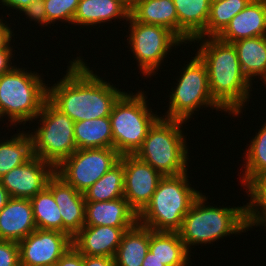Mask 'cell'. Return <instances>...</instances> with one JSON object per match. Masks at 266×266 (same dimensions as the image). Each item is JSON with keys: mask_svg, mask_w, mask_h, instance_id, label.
<instances>
[{"mask_svg": "<svg viewBox=\"0 0 266 266\" xmlns=\"http://www.w3.org/2000/svg\"><path fill=\"white\" fill-rule=\"evenodd\" d=\"M69 62L66 75L48 87V100L74 122L109 117L124 92L94 74L80 56Z\"/></svg>", "mask_w": 266, "mask_h": 266, "instance_id": "obj_1", "label": "cell"}, {"mask_svg": "<svg viewBox=\"0 0 266 266\" xmlns=\"http://www.w3.org/2000/svg\"><path fill=\"white\" fill-rule=\"evenodd\" d=\"M195 40H201L196 54L206 65L213 99L229 115H239L250 101L252 84L241 69L236 48L218 37L196 38L194 43Z\"/></svg>", "mask_w": 266, "mask_h": 266, "instance_id": "obj_2", "label": "cell"}, {"mask_svg": "<svg viewBox=\"0 0 266 266\" xmlns=\"http://www.w3.org/2000/svg\"><path fill=\"white\" fill-rule=\"evenodd\" d=\"M205 201L207 198L201 193L184 216L178 231L188 252L190 246L210 244L227 235L240 234L249 229L247 205L220 208L207 206L208 202Z\"/></svg>", "mask_w": 266, "mask_h": 266, "instance_id": "obj_3", "label": "cell"}, {"mask_svg": "<svg viewBox=\"0 0 266 266\" xmlns=\"http://www.w3.org/2000/svg\"><path fill=\"white\" fill-rule=\"evenodd\" d=\"M182 173L163 176L150 202L138 214V222L156 232H178L195 199L201 194Z\"/></svg>", "mask_w": 266, "mask_h": 266, "instance_id": "obj_4", "label": "cell"}, {"mask_svg": "<svg viewBox=\"0 0 266 266\" xmlns=\"http://www.w3.org/2000/svg\"><path fill=\"white\" fill-rule=\"evenodd\" d=\"M182 124L184 121L159 117L149 128L135 156L151 165L162 176L186 173L189 152Z\"/></svg>", "mask_w": 266, "mask_h": 266, "instance_id": "obj_5", "label": "cell"}, {"mask_svg": "<svg viewBox=\"0 0 266 266\" xmlns=\"http://www.w3.org/2000/svg\"><path fill=\"white\" fill-rule=\"evenodd\" d=\"M36 73V74H35ZM37 72L13 67L0 76V119L7 115L10 124L33 121L48 99V84Z\"/></svg>", "mask_w": 266, "mask_h": 266, "instance_id": "obj_6", "label": "cell"}, {"mask_svg": "<svg viewBox=\"0 0 266 266\" xmlns=\"http://www.w3.org/2000/svg\"><path fill=\"white\" fill-rule=\"evenodd\" d=\"M134 94V95H133ZM146 97V98H145ZM142 91L124 93L115 102L111 114L113 148L122 155H135L149 128L160 117L150 111Z\"/></svg>", "mask_w": 266, "mask_h": 266, "instance_id": "obj_7", "label": "cell"}, {"mask_svg": "<svg viewBox=\"0 0 266 266\" xmlns=\"http://www.w3.org/2000/svg\"><path fill=\"white\" fill-rule=\"evenodd\" d=\"M37 118H40V127L30 133L33 154L56 169L78 149L74 138V121L48 99Z\"/></svg>", "mask_w": 266, "mask_h": 266, "instance_id": "obj_8", "label": "cell"}, {"mask_svg": "<svg viewBox=\"0 0 266 266\" xmlns=\"http://www.w3.org/2000/svg\"><path fill=\"white\" fill-rule=\"evenodd\" d=\"M192 58L182 68L181 78L169 94V110L163 118L186 122L201 106L225 111L211 95L206 65L197 54Z\"/></svg>", "mask_w": 266, "mask_h": 266, "instance_id": "obj_9", "label": "cell"}, {"mask_svg": "<svg viewBox=\"0 0 266 266\" xmlns=\"http://www.w3.org/2000/svg\"><path fill=\"white\" fill-rule=\"evenodd\" d=\"M129 40L131 52L138 61V67L142 75L152 76L156 74L162 61H164L171 47L176 48L183 41L171 30L161 25L144 24L135 21L131 16ZM155 72V73H154Z\"/></svg>", "mask_w": 266, "mask_h": 266, "instance_id": "obj_10", "label": "cell"}, {"mask_svg": "<svg viewBox=\"0 0 266 266\" xmlns=\"http://www.w3.org/2000/svg\"><path fill=\"white\" fill-rule=\"evenodd\" d=\"M114 148L77 149L55 173L77 191L84 193L120 160Z\"/></svg>", "mask_w": 266, "mask_h": 266, "instance_id": "obj_11", "label": "cell"}, {"mask_svg": "<svg viewBox=\"0 0 266 266\" xmlns=\"http://www.w3.org/2000/svg\"><path fill=\"white\" fill-rule=\"evenodd\" d=\"M72 246V237L68 234L36 229L19 242L20 266H55Z\"/></svg>", "mask_w": 266, "mask_h": 266, "instance_id": "obj_12", "label": "cell"}, {"mask_svg": "<svg viewBox=\"0 0 266 266\" xmlns=\"http://www.w3.org/2000/svg\"><path fill=\"white\" fill-rule=\"evenodd\" d=\"M119 161L124 165V198L139 214L150 202L163 176L135 155H122Z\"/></svg>", "mask_w": 266, "mask_h": 266, "instance_id": "obj_13", "label": "cell"}, {"mask_svg": "<svg viewBox=\"0 0 266 266\" xmlns=\"http://www.w3.org/2000/svg\"><path fill=\"white\" fill-rule=\"evenodd\" d=\"M55 174V168L37 156L21 166L13 168L0 178L10 198L31 199L41 192L48 180Z\"/></svg>", "mask_w": 266, "mask_h": 266, "instance_id": "obj_14", "label": "cell"}, {"mask_svg": "<svg viewBox=\"0 0 266 266\" xmlns=\"http://www.w3.org/2000/svg\"><path fill=\"white\" fill-rule=\"evenodd\" d=\"M55 199L62 216V233L72 238L85 226V197L67 184L56 173L48 180L46 186Z\"/></svg>", "mask_w": 266, "mask_h": 266, "instance_id": "obj_15", "label": "cell"}, {"mask_svg": "<svg viewBox=\"0 0 266 266\" xmlns=\"http://www.w3.org/2000/svg\"><path fill=\"white\" fill-rule=\"evenodd\" d=\"M129 228L84 226L73 238V246L86 256L114 258L122 236Z\"/></svg>", "mask_w": 266, "mask_h": 266, "instance_id": "obj_16", "label": "cell"}, {"mask_svg": "<svg viewBox=\"0 0 266 266\" xmlns=\"http://www.w3.org/2000/svg\"><path fill=\"white\" fill-rule=\"evenodd\" d=\"M266 36V0H252L217 36L228 43Z\"/></svg>", "mask_w": 266, "mask_h": 266, "instance_id": "obj_17", "label": "cell"}, {"mask_svg": "<svg viewBox=\"0 0 266 266\" xmlns=\"http://www.w3.org/2000/svg\"><path fill=\"white\" fill-rule=\"evenodd\" d=\"M36 229L30 199L10 198L0 211V240L19 243Z\"/></svg>", "mask_w": 266, "mask_h": 266, "instance_id": "obj_18", "label": "cell"}, {"mask_svg": "<svg viewBox=\"0 0 266 266\" xmlns=\"http://www.w3.org/2000/svg\"><path fill=\"white\" fill-rule=\"evenodd\" d=\"M85 226L131 228L138 222V214L124 198L102 202H85Z\"/></svg>", "mask_w": 266, "mask_h": 266, "instance_id": "obj_19", "label": "cell"}, {"mask_svg": "<svg viewBox=\"0 0 266 266\" xmlns=\"http://www.w3.org/2000/svg\"><path fill=\"white\" fill-rule=\"evenodd\" d=\"M178 16V37L187 44L206 29L211 0H173Z\"/></svg>", "mask_w": 266, "mask_h": 266, "instance_id": "obj_20", "label": "cell"}, {"mask_svg": "<svg viewBox=\"0 0 266 266\" xmlns=\"http://www.w3.org/2000/svg\"><path fill=\"white\" fill-rule=\"evenodd\" d=\"M130 9L120 0H80L72 24L93 26L112 19L128 20Z\"/></svg>", "mask_w": 266, "mask_h": 266, "instance_id": "obj_21", "label": "cell"}, {"mask_svg": "<svg viewBox=\"0 0 266 266\" xmlns=\"http://www.w3.org/2000/svg\"><path fill=\"white\" fill-rule=\"evenodd\" d=\"M151 229L137 222L126 230L115 254L116 266H142L149 251Z\"/></svg>", "mask_w": 266, "mask_h": 266, "instance_id": "obj_22", "label": "cell"}, {"mask_svg": "<svg viewBox=\"0 0 266 266\" xmlns=\"http://www.w3.org/2000/svg\"><path fill=\"white\" fill-rule=\"evenodd\" d=\"M130 16L144 24L161 25L178 36V16L173 0H139Z\"/></svg>", "mask_w": 266, "mask_h": 266, "instance_id": "obj_23", "label": "cell"}, {"mask_svg": "<svg viewBox=\"0 0 266 266\" xmlns=\"http://www.w3.org/2000/svg\"><path fill=\"white\" fill-rule=\"evenodd\" d=\"M149 251L166 266H187L191 263L189 252L178 232L151 230Z\"/></svg>", "mask_w": 266, "mask_h": 266, "instance_id": "obj_24", "label": "cell"}, {"mask_svg": "<svg viewBox=\"0 0 266 266\" xmlns=\"http://www.w3.org/2000/svg\"><path fill=\"white\" fill-rule=\"evenodd\" d=\"M232 44L246 78L251 83L255 76L261 79L266 73V36L241 39Z\"/></svg>", "mask_w": 266, "mask_h": 266, "instance_id": "obj_25", "label": "cell"}, {"mask_svg": "<svg viewBox=\"0 0 266 266\" xmlns=\"http://www.w3.org/2000/svg\"><path fill=\"white\" fill-rule=\"evenodd\" d=\"M74 138L78 149L113 148L110 117L74 122Z\"/></svg>", "mask_w": 266, "mask_h": 266, "instance_id": "obj_26", "label": "cell"}, {"mask_svg": "<svg viewBox=\"0 0 266 266\" xmlns=\"http://www.w3.org/2000/svg\"><path fill=\"white\" fill-rule=\"evenodd\" d=\"M21 132L0 142V178L34 156L30 132Z\"/></svg>", "mask_w": 266, "mask_h": 266, "instance_id": "obj_27", "label": "cell"}, {"mask_svg": "<svg viewBox=\"0 0 266 266\" xmlns=\"http://www.w3.org/2000/svg\"><path fill=\"white\" fill-rule=\"evenodd\" d=\"M86 202H102L124 197V165L119 161L84 192Z\"/></svg>", "mask_w": 266, "mask_h": 266, "instance_id": "obj_28", "label": "cell"}, {"mask_svg": "<svg viewBox=\"0 0 266 266\" xmlns=\"http://www.w3.org/2000/svg\"><path fill=\"white\" fill-rule=\"evenodd\" d=\"M252 0H211L206 29L198 38L217 37Z\"/></svg>", "mask_w": 266, "mask_h": 266, "instance_id": "obj_29", "label": "cell"}, {"mask_svg": "<svg viewBox=\"0 0 266 266\" xmlns=\"http://www.w3.org/2000/svg\"><path fill=\"white\" fill-rule=\"evenodd\" d=\"M37 229L62 232V216L52 192L45 187L30 199Z\"/></svg>", "mask_w": 266, "mask_h": 266, "instance_id": "obj_30", "label": "cell"}, {"mask_svg": "<svg viewBox=\"0 0 266 266\" xmlns=\"http://www.w3.org/2000/svg\"><path fill=\"white\" fill-rule=\"evenodd\" d=\"M245 156V172L241 183L248 187L258 176L266 173V122L250 141Z\"/></svg>", "mask_w": 266, "mask_h": 266, "instance_id": "obj_31", "label": "cell"}, {"mask_svg": "<svg viewBox=\"0 0 266 266\" xmlns=\"http://www.w3.org/2000/svg\"><path fill=\"white\" fill-rule=\"evenodd\" d=\"M47 23L51 25L55 21L73 22L80 0H43Z\"/></svg>", "mask_w": 266, "mask_h": 266, "instance_id": "obj_32", "label": "cell"}, {"mask_svg": "<svg viewBox=\"0 0 266 266\" xmlns=\"http://www.w3.org/2000/svg\"><path fill=\"white\" fill-rule=\"evenodd\" d=\"M245 192L250 195L247 213H266V173L258 176Z\"/></svg>", "mask_w": 266, "mask_h": 266, "instance_id": "obj_33", "label": "cell"}, {"mask_svg": "<svg viewBox=\"0 0 266 266\" xmlns=\"http://www.w3.org/2000/svg\"><path fill=\"white\" fill-rule=\"evenodd\" d=\"M0 266H20L18 242L0 240Z\"/></svg>", "mask_w": 266, "mask_h": 266, "instance_id": "obj_34", "label": "cell"}, {"mask_svg": "<svg viewBox=\"0 0 266 266\" xmlns=\"http://www.w3.org/2000/svg\"><path fill=\"white\" fill-rule=\"evenodd\" d=\"M30 21H35L38 24L48 25L46 11L43 0H35L29 4L23 11Z\"/></svg>", "mask_w": 266, "mask_h": 266, "instance_id": "obj_35", "label": "cell"}, {"mask_svg": "<svg viewBox=\"0 0 266 266\" xmlns=\"http://www.w3.org/2000/svg\"><path fill=\"white\" fill-rule=\"evenodd\" d=\"M55 266H83V255L72 246L56 262Z\"/></svg>", "mask_w": 266, "mask_h": 266, "instance_id": "obj_36", "label": "cell"}, {"mask_svg": "<svg viewBox=\"0 0 266 266\" xmlns=\"http://www.w3.org/2000/svg\"><path fill=\"white\" fill-rule=\"evenodd\" d=\"M83 266H116L115 259L105 256L83 255Z\"/></svg>", "mask_w": 266, "mask_h": 266, "instance_id": "obj_37", "label": "cell"}, {"mask_svg": "<svg viewBox=\"0 0 266 266\" xmlns=\"http://www.w3.org/2000/svg\"><path fill=\"white\" fill-rule=\"evenodd\" d=\"M3 20L0 19V50L1 49H12L10 46L11 37H13V31L8 27L7 23H3Z\"/></svg>", "mask_w": 266, "mask_h": 266, "instance_id": "obj_38", "label": "cell"}, {"mask_svg": "<svg viewBox=\"0 0 266 266\" xmlns=\"http://www.w3.org/2000/svg\"><path fill=\"white\" fill-rule=\"evenodd\" d=\"M13 49H1L0 50V76L4 73L9 72L14 66H12L11 59ZM11 63V64H10Z\"/></svg>", "mask_w": 266, "mask_h": 266, "instance_id": "obj_39", "label": "cell"}, {"mask_svg": "<svg viewBox=\"0 0 266 266\" xmlns=\"http://www.w3.org/2000/svg\"><path fill=\"white\" fill-rule=\"evenodd\" d=\"M248 228L253 226H265L266 227V213H247Z\"/></svg>", "mask_w": 266, "mask_h": 266, "instance_id": "obj_40", "label": "cell"}, {"mask_svg": "<svg viewBox=\"0 0 266 266\" xmlns=\"http://www.w3.org/2000/svg\"><path fill=\"white\" fill-rule=\"evenodd\" d=\"M35 0H0L3 6L11 7V9H18L20 13Z\"/></svg>", "mask_w": 266, "mask_h": 266, "instance_id": "obj_41", "label": "cell"}, {"mask_svg": "<svg viewBox=\"0 0 266 266\" xmlns=\"http://www.w3.org/2000/svg\"><path fill=\"white\" fill-rule=\"evenodd\" d=\"M142 266H166V265H164L161 261H159L151 251H148L143 260Z\"/></svg>", "mask_w": 266, "mask_h": 266, "instance_id": "obj_42", "label": "cell"}, {"mask_svg": "<svg viewBox=\"0 0 266 266\" xmlns=\"http://www.w3.org/2000/svg\"><path fill=\"white\" fill-rule=\"evenodd\" d=\"M10 196L5 187L0 182V211L6 206Z\"/></svg>", "mask_w": 266, "mask_h": 266, "instance_id": "obj_43", "label": "cell"}, {"mask_svg": "<svg viewBox=\"0 0 266 266\" xmlns=\"http://www.w3.org/2000/svg\"><path fill=\"white\" fill-rule=\"evenodd\" d=\"M122 3H124L129 9H131L134 4L139 0H120Z\"/></svg>", "mask_w": 266, "mask_h": 266, "instance_id": "obj_44", "label": "cell"}, {"mask_svg": "<svg viewBox=\"0 0 266 266\" xmlns=\"http://www.w3.org/2000/svg\"><path fill=\"white\" fill-rule=\"evenodd\" d=\"M262 79H263V81L265 82L264 85H266V73H265V75L261 78V81H262Z\"/></svg>", "mask_w": 266, "mask_h": 266, "instance_id": "obj_45", "label": "cell"}]
</instances>
